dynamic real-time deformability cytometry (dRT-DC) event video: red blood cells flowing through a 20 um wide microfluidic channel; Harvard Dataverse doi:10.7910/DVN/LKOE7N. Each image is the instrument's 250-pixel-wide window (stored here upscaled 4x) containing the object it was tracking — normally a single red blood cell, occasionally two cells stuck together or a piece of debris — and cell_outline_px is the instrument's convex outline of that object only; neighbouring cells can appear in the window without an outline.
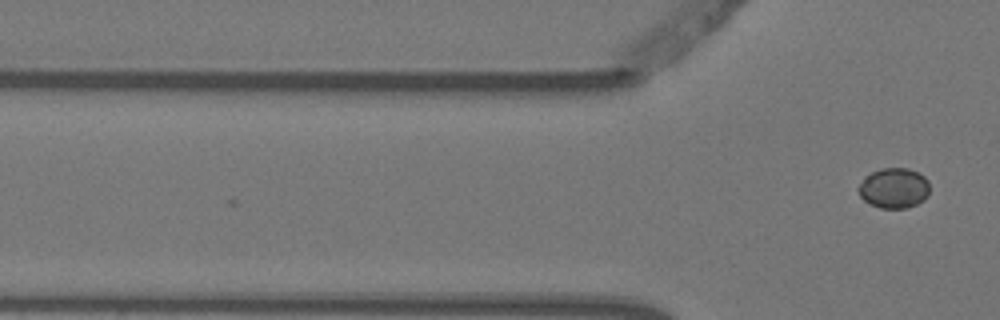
{"species": "Egyptian fruit bat (a non-hibernating species)", "species_latin": "Rousettus aegyptiacus", "temperature_condition": "warm", "stored_images_in_passage": 3, "camera_frame_rate_fps": 3000, "um_per_image_px": 0.085, "animal": {"sex": "female"}, "frame": {"image": 1, "passage_image": 3, "time_ms": 0.667, "image_size_px": [1000, 320], "cell_outline_px": [[928, 196], [924, 200], [916, 204], [904, 208], [880, 208], [868, 204], [860, 196], [856, 188], [864, 176], [880, 168], [908, 168], [924, 176], [928, 180]], "centroid_in_image_um": [75.94, 15.99], "position_along_channel_um": 49.9, "area_um2": 16.88}}